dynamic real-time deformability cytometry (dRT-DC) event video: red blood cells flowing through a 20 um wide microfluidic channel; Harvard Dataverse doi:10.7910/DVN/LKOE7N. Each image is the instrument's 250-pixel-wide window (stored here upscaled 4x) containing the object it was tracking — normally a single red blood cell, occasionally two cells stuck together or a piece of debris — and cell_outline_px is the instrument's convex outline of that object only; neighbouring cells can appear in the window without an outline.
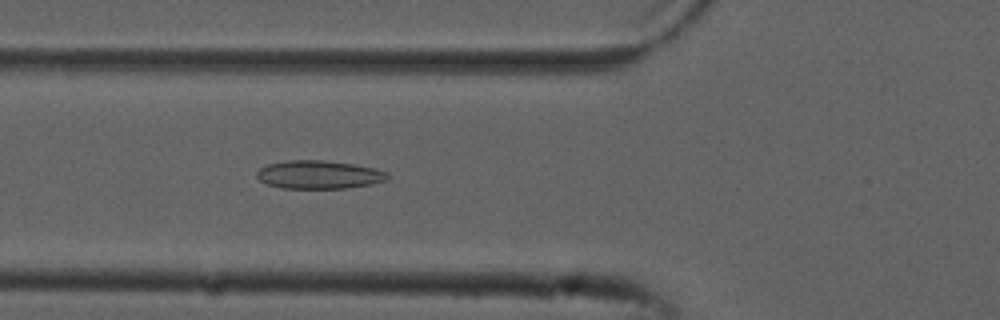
{"species": "common noctule bat (a hibernating species)", "species_latin": "Nyctalus noctula", "temperature_condition": "cold", "stored_images_in_passage": 53, "camera_frame_rate_fps": 3000, "um_per_image_px": 0.085, "animal": {"sex": "male", "forearm_length_mm": 52.5}, "frame": {"image": 1, "passage_image": 19, "time_ms": 6.0, "image_size_px": [1000, 320], "cell_outline_px": [[392, 176], [388, 180], [372, 184], [348, 188], [280, 188], [268, 184], [260, 180], [256, 176], [256, 172], [260, 168], [268, 164], [288, 160], [324, 160], [352, 164], [376, 168], [388, 172]], "centroid_in_image_um": [27.16, 14.84], "position_along_channel_um": 98.6, "area_um2": 21.73}}
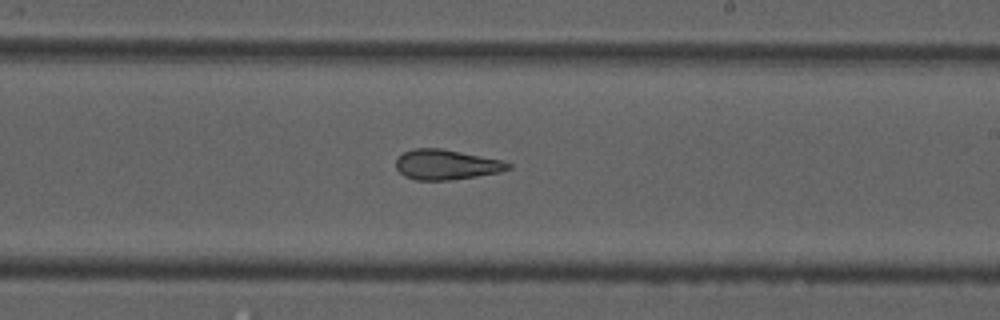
{"frame": {"image": 2, "passage_image": 31, "time_ms": 10.0, "image_size_px": [1000, 320], "cell_outline_px": [[512, 168], [500, 172], [476, 176], [448, 180], [416, 180], [404, 176], [396, 168], [396, 160], [404, 152], [412, 148], [440, 148], [504, 160], [512, 164]], "centroid_in_image_um": [37.96, 13.99], "position_along_channel_um": 251.0, "area_um2": 19.71}}
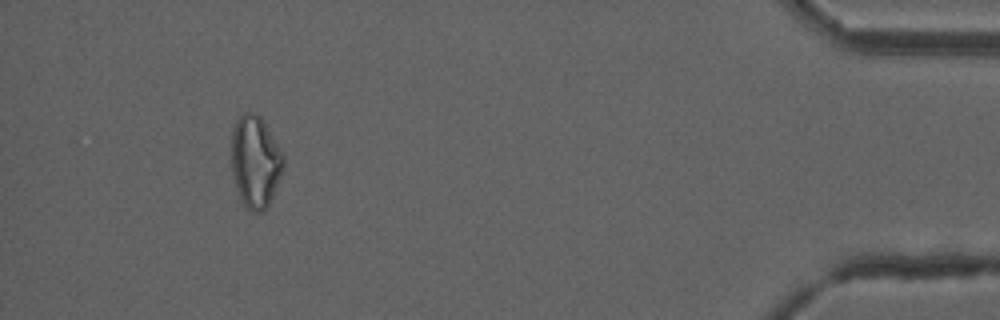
{"frame": {"image": 3, "passage_image": 49, "time_ms": 16.0, "image_size_px": [1000, 320], "cell_outline_px": [[284, 168], [268, 208], [264, 212], [252, 212], [240, 200], [232, 176], [232, 128], [236, 120], [244, 112], [252, 112], [260, 116], [284, 152]], "centroid_in_image_um": [21.72, 13.76], "position_along_channel_um": 413.5, "area_um2": 28.32}, "authors_computed_cell_mechanics": {"area_um2": 23.4668, "velocity_mm_per_s": 3.8043, "shape_relaxation_time_tau1_ms": null, "shape_relaxation_time_tau2_ms": 3.5425, "deformation_change_tau1": null, "deformation_change_tau2": 0.1014}}